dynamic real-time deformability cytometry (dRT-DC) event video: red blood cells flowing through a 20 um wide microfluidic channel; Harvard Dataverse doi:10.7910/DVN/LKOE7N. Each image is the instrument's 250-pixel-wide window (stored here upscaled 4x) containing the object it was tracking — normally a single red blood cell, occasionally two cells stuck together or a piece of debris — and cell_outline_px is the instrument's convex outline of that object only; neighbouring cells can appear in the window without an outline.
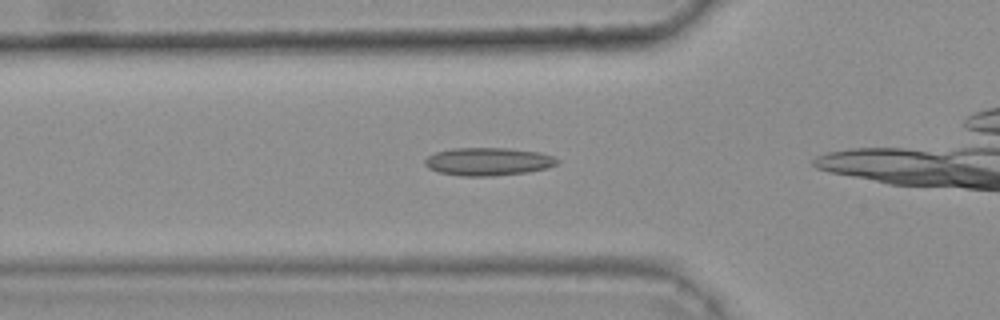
{"species": "common noctule bat (a hibernating species)", "species_latin": "Nyctalus noctula", "temperature_condition": "warm", "stored_images_in_passage": 22, "camera_frame_rate_fps": 3000, "um_per_image_px": 0.085, "animal": {"sex": "female", "body_mass_g": 25.1}, "frame": {"image": 1, "passage_image": 4, "time_ms": 1.0, "image_size_px": [1000, 320], "cell_outline_px": [[560, 160], [556, 164], [548, 168], [528, 172], [492, 176], [460, 176], [440, 172], [428, 168], [424, 164], [424, 160], [428, 156], [436, 152], [452, 148], [508, 148], [540, 152], [552, 156]], "centroid_in_image_um": [41.49, 13.73], "position_along_channel_um": 84.3, "area_um2": 21.62}}
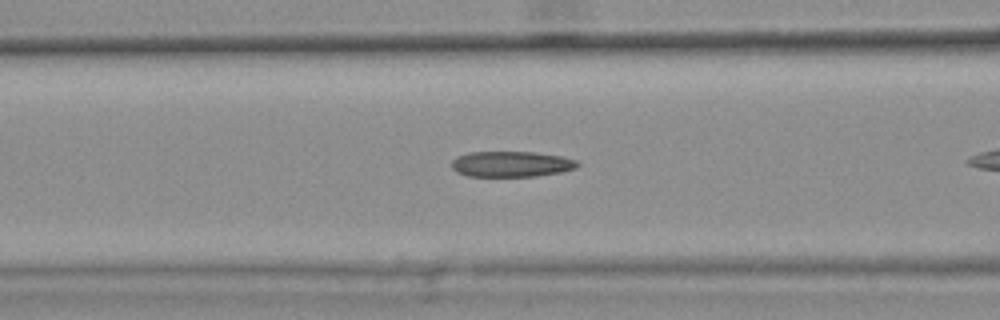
{"frame": {"image": 2, "passage_image": 7, "time_ms": 2.0, "image_size_px": [1000, 320], "cell_outline_px": [[580, 164], [576, 168], [560, 172], [536, 176], [468, 176], [456, 172], [452, 168], [452, 160], [456, 156], [468, 152], [536, 152], [560, 156], [576, 160]], "centroid_in_image_um": [43.44, 13.94], "position_along_channel_um": 123.2, "area_um2": 18.84}}